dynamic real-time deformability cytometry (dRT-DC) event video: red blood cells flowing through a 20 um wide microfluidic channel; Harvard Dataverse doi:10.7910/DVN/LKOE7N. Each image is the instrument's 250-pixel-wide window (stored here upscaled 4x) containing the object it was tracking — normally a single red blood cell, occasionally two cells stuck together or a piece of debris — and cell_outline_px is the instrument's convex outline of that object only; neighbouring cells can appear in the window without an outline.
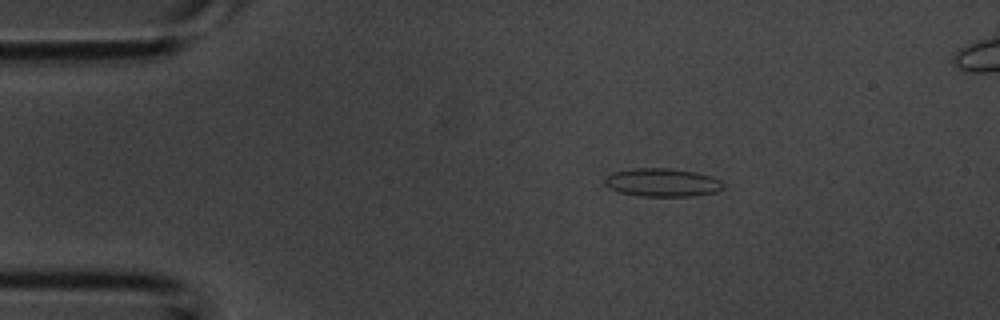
{"species": "common noctule bat (a hibernating species)", "species_latin": "Nyctalus noctula", "temperature_condition": "room temperature", "stored_images_in_passage": 5, "camera_frame_rate_fps": 3000, "um_per_image_px": 0.085, "animal": {"sex": "male", "body_mass_g": 20.1, "forearm_length_mm": 53.5}, "frame": {"image": 1, "passage_image": 5, "time_ms": 1.333, "image_size_px": [1000, 320], "cell_outline_px": [[724, 188], [716, 192], [688, 196], [640, 196], [620, 192], [608, 188], [604, 184], [604, 176], [612, 172], [636, 168], [672, 168], [696, 172], [712, 176], [720, 180], [724, 184]], "centroid_in_image_um": [56.27, 15.5], "position_along_channel_um": 28.7, "area_um2": 19.71}}